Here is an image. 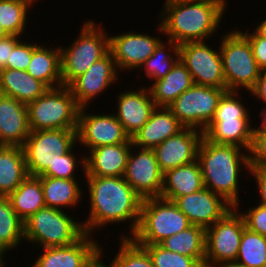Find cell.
<instances>
[{"instance_id": "cb8c5ba5", "label": "cell", "mask_w": 266, "mask_h": 267, "mask_svg": "<svg viewBox=\"0 0 266 267\" xmlns=\"http://www.w3.org/2000/svg\"><path fill=\"white\" fill-rule=\"evenodd\" d=\"M251 118L212 119L203 136L216 144L236 145L250 150L253 128Z\"/></svg>"}, {"instance_id": "ab89813d", "label": "cell", "mask_w": 266, "mask_h": 267, "mask_svg": "<svg viewBox=\"0 0 266 267\" xmlns=\"http://www.w3.org/2000/svg\"><path fill=\"white\" fill-rule=\"evenodd\" d=\"M76 147L75 145L65 154L61 156V159H59L53 167H48L40 176H47V177H53V178H62V179H76L74 177L75 170L77 168V165L82 164V170L85 173V157L78 158L74 155V152L72 149ZM77 158V159H76ZM81 160V161H78ZM80 162V163H78Z\"/></svg>"}, {"instance_id": "4316f807", "label": "cell", "mask_w": 266, "mask_h": 267, "mask_svg": "<svg viewBox=\"0 0 266 267\" xmlns=\"http://www.w3.org/2000/svg\"><path fill=\"white\" fill-rule=\"evenodd\" d=\"M47 89L44 83L33 78L27 71L6 68L0 70V94L13 97L26 105L35 101Z\"/></svg>"}, {"instance_id": "b9f144b4", "label": "cell", "mask_w": 266, "mask_h": 267, "mask_svg": "<svg viewBox=\"0 0 266 267\" xmlns=\"http://www.w3.org/2000/svg\"><path fill=\"white\" fill-rule=\"evenodd\" d=\"M245 212H240V214L244 218L246 228L252 232L266 236V206L258 203L257 206L249 207Z\"/></svg>"}, {"instance_id": "bcb514c9", "label": "cell", "mask_w": 266, "mask_h": 267, "mask_svg": "<svg viewBox=\"0 0 266 267\" xmlns=\"http://www.w3.org/2000/svg\"><path fill=\"white\" fill-rule=\"evenodd\" d=\"M251 176L253 175L258 186V193L260 196L261 205L266 206V168L250 167Z\"/></svg>"}, {"instance_id": "f907efd6", "label": "cell", "mask_w": 266, "mask_h": 267, "mask_svg": "<svg viewBox=\"0 0 266 267\" xmlns=\"http://www.w3.org/2000/svg\"><path fill=\"white\" fill-rule=\"evenodd\" d=\"M255 32L262 38L266 39V18L259 23L258 26L255 28Z\"/></svg>"}, {"instance_id": "3957f363", "label": "cell", "mask_w": 266, "mask_h": 267, "mask_svg": "<svg viewBox=\"0 0 266 267\" xmlns=\"http://www.w3.org/2000/svg\"><path fill=\"white\" fill-rule=\"evenodd\" d=\"M245 152L248 153L239 146L216 144L204 136L197 152L204 187L223 197L236 209L240 203L238 183L241 170H250L249 154Z\"/></svg>"}, {"instance_id": "ba28073f", "label": "cell", "mask_w": 266, "mask_h": 267, "mask_svg": "<svg viewBox=\"0 0 266 267\" xmlns=\"http://www.w3.org/2000/svg\"><path fill=\"white\" fill-rule=\"evenodd\" d=\"M220 54L227 91H249L255 86L261 69L253 56L249 40L239 30L221 37Z\"/></svg>"}, {"instance_id": "ffe728a7", "label": "cell", "mask_w": 266, "mask_h": 267, "mask_svg": "<svg viewBox=\"0 0 266 267\" xmlns=\"http://www.w3.org/2000/svg\"><path fill=\"white\" fill-rule=\"evenodd\" d=\"M117 120L132 138L148 121L156 108L148 87L125 91L117 95Z\"/></svg>"}, {"instance_id": "7dc6e473", "label": "cell", "mask_w": 266, "mask_h": 267, "mask_svg": "<svg viewBox=\"0 0 266 267\" xmlns=\"http://www.w3.org/2000/svg\"><path fill=\"white\" fill-rule=\"evenodd\" d=\"M249 92L266 104V70H261L255 86ZM264 107L266 108V106Z\"/></svg>"}, {"instance_id": "7bdbcfd3", "label": "cell", "mask_w": 266, "mask_h": 267, "mask_svg": "<svg viewBox=\"0 0 266 267\" xmlns=\"http://www.w3.org/2000/svg\"><path fill=\"white\" fill-rule=\"evenodd\" d=\"M248 154L250 167L266 168V132H253Z\"/></svg>"}, {"instance_id": "7402d4cb", "label": "cell", "mask_w": 266, "mask_h": 267, "mask_svg": "<svg viewBox=\"0 0 266 267\" xmlns=\"http://www.w3.org/2000/svg\"><path fill=\"white\" fill-rule=\"evenodd\" d=\"M30 132L27 105L0 94L1 145L22 147Z\"/></svg>"}, {"instance_id": "30bf717a", "label": "cell", "mask_w": 266, "mask_h": 267, "mask_svg": "<svg viewBox=\"0 0 266 267\" xmlns=\"http://www.w3.org/2000/svg\"><path fill=\"white\" fill-rule=\"evenodd\" d=\"M77 129L31 131L22 146L30 176H40L77 145Z\"/></svg>"}, {"instance_id": "f35d334b", "label": "cell", "mask_w": 266, "mask_h": 267, "mask_svg": "<svg viewBox=\"0 0 266 267\" xmlns=\"http://www.w3.org/2000/svg\"><path fill=\"white\" fill-rule=\"evenodd\" d=\"M239 91H226L218 102L213 119L250 118L248 109L240 102Z\"/></svg>"}, {"instance_id": "ac0fdd59", "label": "cell", "mask_w": 266, "mask_h": 267, "mask_svg": "<svg viewBox=\"0 0 266 267\" xmlns=\"http://www.w3.org/2000/svg\"><path fill=\"white\" fill-rule=\"evenodd\" d=\"M198 130L184 127L176 135L164 140L153 149L158 166L163 173L197 160L199 144L203 138V131Z\"/></svg>"}, {"instance_id": "2e32d148", "label": "cell", "mask_w": 266, "mask_h": 267, "mask_svg": "<svg viewBox=\"0 0 266 267\" xmlns=\"http://www.w3.org/2000/svg\"><path fill=\"white\" fill-rule=\"evenodd\" d=\"M162 40L149 34L128 31L109 36V49L117 70L139 69L150 58Z\"/></svg>"}, {"instance_id": "d4e9b609", "label": "cell", "mask_w": 266, "mask_h": 267, "mask_svg": "<svg viewBox=\"0 0 266 267\" xmlns=\"http://www.w3.org/2000/svg\"><path fill=\"white\" fill-rule=\"evenodd\" d=\"M204 188L198 160L166 171L160 197L174 201L177 197L192 194Z\"/></svg>"}, {"instance_id": "d6a6232c", "label": "cell", "mask_w": 266, "mask_h": 267, "mask_svg": "<svg viewBox=\"0 0 266 267\" xmlns=\"http://www.w3.org/2000/svg\"><path fill=\"white\" fill-rule=\"evenodd\" d=\"M23 241V221L14 211L9 198L0 196V249L6 253L17 249Z\"/></svg>"}, {"instance_id": "603a6c76", "label": "cell", "mask_w": 266, "mask_h": 267, "mask_svg": "<svg viewBox=\"0 0 266 267\" xmlns=\"http://www.w3.org/2000/svg\"><path fill=\"white\" fill-rule=\"evenodd\" d=\"M184 126L168 107H156L147 123L131 138L135 148L154 149Z\"/></svg>"}, {"instance_id": "7a4b0ae2", "label": "cell", "mask_w": 266, "mask_h": 267, "mask_svg": "<svg viewBox=\"0 0 266 267\" xmlns=\"http://www.w3.org/2000/svg\"><path fill=\"white\" fill-rule=\"evenodd\" d=\"M227 0L181 1L163 5L158 30L178 46L204 41L217 33L226 13ZM221 21V22H220Z\"/></svg>"}, {"instance_id": "4fadbf2b", "label": "cell", "mask_w": 266, "mask_h": 267, "mask_svg": "<svg viewBox=\"0 0 266 267\" xmlns=\"http://www.w3.org/2000/svg\"><path fill=\"white\" fill-rule=\"evenodd\" d=\"M137 150L138 153L135 146H131L124 178L143 200L160 197L164 173L158 166L155 152L153 149Z\"/></svg>"}, {"instance_id": "9a60e30c", "label": "cell", "mask_w": 266, "mask_h": 267, "mask_svg": "<svg viewBox=\"0 0 266 267\" xmlns=\"http://www.w3.org/2000/svg\"><path fill=\"white\" fill-rule=\"evenodd\" d=\"M115 60L109 51L96 61L84 74L75 78L69 85L73 97L80 108L89 107L91 100L103 94L119 79ZM118 73V74H117ZM112 84V85H111Z\"/></svg>"}, {"instance_id": "e575fe53", "label": "cell", "mask_w": 266, "mask_h": 267, "mask_svg": "<svg viewBox=\"0 0 266 267\" xmlns=\"http://www.w3.org/2000/svg\"><path fill=\"white\" fill-rule=\"evenodd\" d=\"M32 4V0H0V24L8 35H23Z\"/></svg>"}, {"instance_id": "e0dca14e", "label": "cell", "mask_w": 266, "mask_h": 267, "mask_svg": "<svg viewBox=\"0 0 266 267\" xmlns=\"http://www.w3.org/2000/svg\"><path fill=\"white\" fill-rule=\"evenodd\" d=\"M173 202L187 216L190 224L205 229L234 208L223 197L206 187L192 194L177 197Z\"/></svg>"}, {"instance_id": "db71d44e", "label": "cell", "mask_w": 266, "mask_h": 267, "mask_svg": "<svg viewBox=\"0 0 266 267\" xmlns=\"http://www.w3.org/2000/svg\"><path fill=\"white\" fill-rule=\"evenodd\" d=\"M165 4L174 3V2H181V1H195V0H165Z\"/></svg>"}, {"instance_id": "74e56055", "label": "cell", "mask_w": 266, "mask_h": 267, "mask_svg": "<svg viewBox=\"0 0 266 267\" xmlns=\"http://www.w3.org/2000/svg\"><path fill=\"white\" fill-rule=\"evenodd\" d=\"M149 254L154 267H203L195 258L166 250L159 244H138Z\"/></svg>"}, {"instance_id": "816d5d0a", "label": "cell", "mask_w": 266, "mask_h": 267, "mask_svg": "<svg viewBox=\"0 0 266 267\" xmlns=\"http://www.w3.org/2000/svg\"><path fill=\"white\" fill-rule=\"evenodd\" d=\"M6 253L2 250V249H0V267H5V260H3L4 259V257L5 256H3V255H5Z\"/></svg>"}, {"instance_id": "d6986e66", "label": "cell", "mask_w": 266, "mask_h": 267, "mask_svg": "<svg viewBox=\"0 0 266 267\" xmlns=\"http://www.w3.org/2000/svg\"><path fill=\"white\" fill-rule=\"evenodd\" d=\"M42 249L31 267H88L102 253L99 242L87 233L71 245Z\"/></svg>"}, {"instance_id": "f6af8a7d", "label": "cell", "mask_w": 266, "mask_h": 267, "mask_svg": "<svg viewBox=\"0 0 266 267\" xmlns=\"http://www.w3.org/2000/svg\"><path fill=\"white\" fill-rule=\"evenodd\" d=\"M21 41V36L7 35L0 39V70L7 68L14 47Z\"/></svg>"}, {"instance_id": "484cf974", "label": "cell", "mask_w": 266, "mask_h": 267, "mask_svg": "<svg viewBox=\"0 0 266 267\" xmlns=\"http://www.w3.org/2000/svg\"><path fill=\"white\" fill-rule=\"evenodd\" d=\"M148 86L156 107H168L193 84L187 67L180 61L176 62L169 73Z\"/></svg>"}, {"instance_id": "681fc988", "label": "cell", "mask_w": 266, "mask_h": 267, "mask_svg": "<svg viewBox=\"0 0 266 267\" xmlns=\"http://www.w3.org/2000/svg\"><path fill=\"white\" fill-rule=\"evenodd\" d=\"M102 254H103V251L96 257V259L88 267H114L112 263H110L109 265H106L103 263V261H101V259L103 260V256H104Z\"/></svg>"}, {"instance_id": "60d3db41", "label": "cell", "mask_w": 266, "mask_h": 267, "mask_svg": "<svg viewBox=\"0 0 266 267\" xmlns=\"http://www.w3.org/2000/svg\"><path fill=\"white\" fill-rule=\"evenodd\" d=\"M38 46L35 42L20 41L13 49L6 69L26 71L31 62L33 50Z\"/></svg>"}, {"instance_id": "f5cc1de1", "label": "cell", "mask_w": 266, "mask_h": 267, "mask_svg": "<svg viewBox=\"0 0 266 267\" xmlns=\"http://www.w3.org/2000/svg\"><path fill=\"white\" fill-rule=\"evenodd\" d=\"M8 34L5 32V30L3 29V27L0 24V39L3 37H6Z\"/></svg>"}, {"instance_id": "7c38bea8", "label": "cell", "mask_w": 266, "mask_h": 267, "mask_svg": "<svg viewBox=\"0 0 266 267\" xmlns=\"http://www.w3.org/2000/svg\"><path fill=\"white\" fill-rule=\"evenodd\" d=\"M219 50L205 41L187 42L179 45V59L187 67L194 84L212 86L227 91Z\"/></svg>"}, {"instance_id": "f1b7e54d", "label": "cell", "mask_w": 266, "mask_h": 267, "mask_svg": "<svg viewBox=\"0 0 266 267\" xmlns=\"http://www.w3.org/2000/svg\"><path fill=\"white\" fill-rule=\"evenodd\" d=\"M27 73L44 83L48 88L62 86L60 46L52 49L44 45L33 50Z\"/></svg>"}, {"instance_id": "d590c367", "label": "cell", "mask_w": 266, "mask_h": 267, "mask_svg": "<svg viewBox=\"0 0 266 267\" xmlns=\"http://www.w3.org/2000/svg\"><path fill=\"white\" fill-rule=\"evenodd\" d=\"M167 47L171 51L170 53ZM178 47L172 40L168 39L167 46L165 42L161 41L153 55L145 61L140 69L144 68L147 78L152 79L153 82L165 77L179 60Z\"/></svg>"}, {"instance_id": "277c9868", "label": "cell", "mask_w": 266, "mask_h": 267, "mask_svg": "<svg viewBox=\"0 0 266 267\" xmlns=\"http://www.w3.org/2000/svg\"><path fill=\"white\" fill-rule=\"evenodd\" d=\"M95 23L91 19L84 22L72 45L60 46L62 85L68 86L110 51L109 35Z\"/></svg>"}, {"instance_id": "8992f818", "label": "cell", "mask_w": 266, "mask_h": 267, "mask_svg": "<svg viewBox=\"0 0 266 267\" xmlns=\"http://www.w3.org/2000/svg\"><path fill=\"white\" fill-rule=\"evenodd\" d=\"M190 225L187 216L173 201L148 198L142 201L139 223L130 238L137 244H159Z\"/></svg>"}, {"instance_id": "44dd1931", "label": "cell", "mask_w": 266, "mask_h": 267, "mask_svg": "<svg viewBox=\"0 0 266 267\" xmlns=\"http://www.w3.org/2000/svg\"><path fill=\"white\" fill-rule=\"evenodd\" d=\"M130 138L126 143L103 145L89 150L85 156V176L122 177L132 146Z\"/></svg>"}, {"instance_id": "836d02e7", "label": "cell", "mask_w": 266, "mask_h": 267, "mask_svg": "<svg viewBox=\"0 0 266 267\" xmlns=\"http://www.w3.org/2000/svg\"><path fill=\"white\" fill-rule=\"evenodd\" d=\"M230 267H266V236L245 227L236 261Z\"/></svg>"}, {"instance_id": "5b68a950", "label": "cell", "mask_w": 266, "mask_h": 267, "mask_svg": "<svg viewBox=\"0 0 266 267\" xmlns=\"http://www.w3.org/2000/svg\"><path fill=\"white\" fill-rule=\"evenodd\" d=\"M23 223L24 240L41 248L68 246L85 234L82 222L63 209L44 207Z\"/></svg>"}, {"instance_id": "8d00e7d4", "label": "cell", "mask_w": 266, "mask_h": 267, "mask_svg": "<svg viewBox=\"0 0 266 267\" xmlns=\"http://www.w3.org/2000/svg\"><path fill=\"white\" fill-rule=\"evenodd\" d=\"M120 249L112 260L114 267H154L148 252L131 238H120Z\"/></svg>"}, {"instance_id": "1f68e13d", "label": "cell", "mask_w": 266, "mask_h": 267, "mask_svg": "<svg viewBox=\"0 0 266 267\" xmlns=\"http://www.w3.org/2000/svg\"><path fill=\"white\" fill-rule=\"evenodd\" d=\"M166 250L195 258L203 267L205 261V228L190 225L159 243Z\"/></svg>"}, {"instance_id": "f546056e", "label": "cell", "mask_w": 266, "mask_h": 267, "mask_svg": "<svg viewBox=\"0 0 266 267\" xmlns=\"http://www.w3.org/2000/svg\"><path fill=\"white\" fill-rule=\"evenodd\" d=\"M46 207L62 209L76 207L81 201L82 191L77 179H62L39 176ZM62 207V208H61Z\"/></svg>"}, {"instance_id": "5bb4252c", "label": "cell", "mask_w": 266, "mask_h": 267, "mask_svg": "<svg viewBox=\"0 0 266 267\" xmlns=\"http://www.w3.org/2000/svg\"><path fill=\"white\" fill-rule=\"evenodd\" d=\"M87 107L80 108L78 115L77 143L91 150L103 145L126 143L130 137L122 124L112 114H87Z\"/></svg>"}, {"instance_id": "4dcf8cb0", "label": "cell", "mask_w": 266, "mask_h": 267, "mask_svg": "<svg viewBox=\"0 0 266 267\" xmlns=\"http://www.w3.org/2000/svg\"><path fill=\"white\" fill-rule=\"evenodd\" d=\"M8 198L23 222L39 209L46 207L39 176L28 175Z\"/></svg>"}, {"instance_id": "c3c4849f", "label": "cell", "mask_w": 266, "mask_h": 267, "mask_svg": "<svg viewBox=\"0 0 266 267\" xmlns=\"http://www.w3.org/2000/svg\"><path fill=\"white\" fill-rule=\"evenodd\" d=\"M263 110L261 111V113H259L258 115L261 116V124L259 127H255L253 128V132H266V108H262Z\"/></svg>"}, {"instance_id": "9c48e42d", "label": "cell", "mask_w": 266, "mask_h": 267, "mask_svg": "<svg viewBox=\"0 0 266 267\" xmlns=\"http://www.w3.org/2000/svg\"><path fill=\"white\" fill-rule=\"evenodd\" d=\"M238 210L234 207L222 219L205 229L204 267H230L235 263L246 227Z\"/></svg>"}, {"instance_id": "52a82bcc", "label": "cell", "mask_w": 266, "mask_h": 267, "mask_svg": "<svg viewBox=\"0 0 266 267\" xmlns=\"http://www.w3.org/2000/svg\"><path fill=\"white\" fill-rule=\"evenodd\" d=\"M79 110L68 86L48 88L27 104L30 131L77 129Z\"/></svg>"}, {"instance_id": "83f0119b", "label": "cell", "mask_w": 266, "mask_h": 267, "mask_svg": "<svg viewBox=\"0 0 266 267\" xmlns=\"http://www.w3.org/2000/svg\"><path fill=\"white\" fill-rule=\"evenodd\" d=\"M23 148L0 147V196L8 197L28 176Z\"/></svg>"}, {"instance_id": "6da1fadb", "label": "cell", "mask_w": 266, "mask_h": 267, "mask_svg": "<svg viewBox=\"0 0 266 267\" xmlns=\"http://www.w3.org/2000/svg\"><path fill=\"white\" fill-rule=\"evenodd\" d=\"M84 177L89 188L87 190L90 199L89 217L82 222L85 233L93 235V230L105 227L106 224L129 221L131 222L130 234L129 236L123 234L121 238H130L137 229L143 199L124 176Z\"/></svg>"}, {"instance_id": "ee69618b", "label": "cell", "mask_w": 266, "mask_h": 267, "mask_svg": "<svg viewBox=\"0 0 266 267\" xmlns=\"http://www.w3.org/2000/svg\"><path fill=\"white\" fill-rule=\"evenodd\" d=\"M242 34L249 40L252 48L253 56L261 70H266V39L260 37L255 31L250 33V29H246ZM249 31V32H248Z\"/></svg>"}, {"instance_id": "8fae6325", "label": "cell", "mask_w": 266, "mask_h": 267, "mask_svg": "<svg viewBox=\"0 0 266 267\" xmlns=\"http://www.w3.org/2000/svg\"><path fill=\"white\" fill-rule=\"evenodd\" d=\"M225 89L193 84L168 106L184 127L206 129L215 115Z\"/></svg>"}]
</instances>
